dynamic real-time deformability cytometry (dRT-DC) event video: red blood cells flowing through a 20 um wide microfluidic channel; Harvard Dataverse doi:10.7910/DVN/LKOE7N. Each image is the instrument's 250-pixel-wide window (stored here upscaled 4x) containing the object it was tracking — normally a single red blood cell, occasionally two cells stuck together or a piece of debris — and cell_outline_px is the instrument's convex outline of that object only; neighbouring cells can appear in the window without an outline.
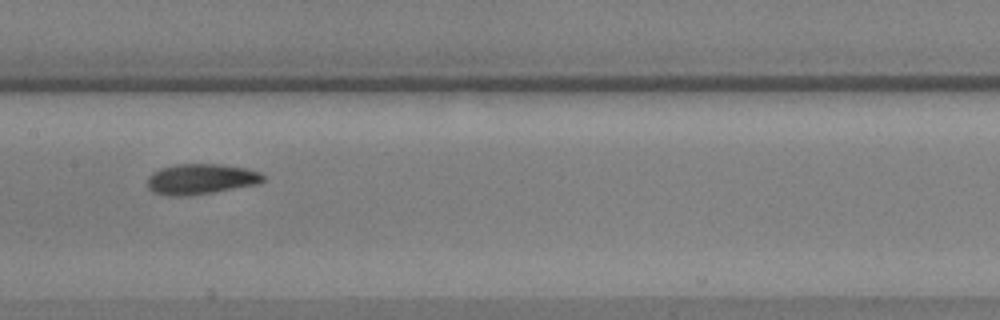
{"species": "common noctule bat (a hibernating species)", "species_latin": "Nyctalus noctula", "temperature_condition": "warm", "stored_images_in_passage": 18, "camera_frame_rate_fps": 3000, "um_per_image_px": 0.085, "animal": {"sex": "male", "body_mass_g": 17.9, "forearm_length_mm": 54.2}, "frame": {"image": 1, "passage_image": 11, "time_ms": 3.333, "image_size_px": [1000, 320], "cell_outline_px": [[264, 180], [260, 184], [188, 196], [168, 196], [152, 192], [148, 188], [148, 176], [152, 172], [160, 168], [176, 164], [220, 164], [248, 168], [260, 172], [264, 176]], "centroid_in_image_um": [17.07, 15.22], "position_along_channel_um": 190.3, "area_um2": 20.81}}